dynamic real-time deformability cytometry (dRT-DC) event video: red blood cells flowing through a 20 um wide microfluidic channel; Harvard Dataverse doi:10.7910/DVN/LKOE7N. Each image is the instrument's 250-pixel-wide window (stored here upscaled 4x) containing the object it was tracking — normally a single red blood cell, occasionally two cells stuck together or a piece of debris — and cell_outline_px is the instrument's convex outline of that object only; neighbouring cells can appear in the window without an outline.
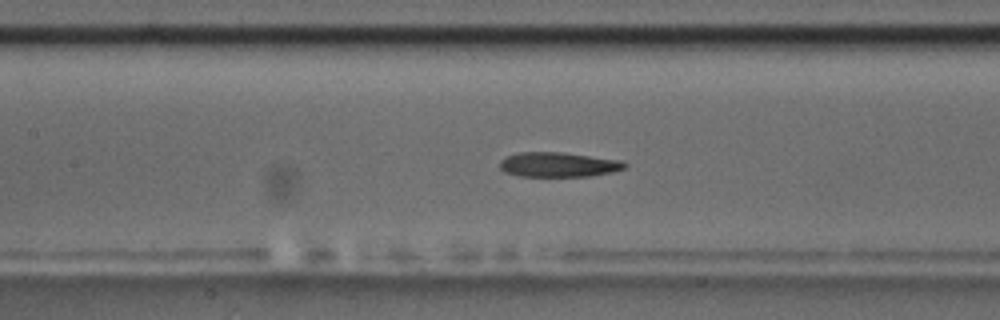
{"species": "common noctule bat (a hibernating species)", "species_latin": "Nyctalus noctula", "temperature_condition": "room temperature", "stored_images_in_passage": 56, "camera_frame_rate_fps": 3000, "um_per_image_px": 0.085, "animal": {"sex": "male", "body_mass_g": 17.5, "forearm_length_mm": 52.3}, "frame": {"image": 1, "passage_image": 25, "time_ms": 8.0, "image_size_px": [1000, 320], "cell_outline_px": [[628, 164], [624, 168], [612, 172], [588, 176], [520, 176], [504, 172], [500, 168], [500, 160], [504, 156], [516, 152], [560, 152], [620, 160]], "centroid_in_image_um": [47.4, 13.98], "position_along_channel_um": 160.0, "area_um2": 17.98}}
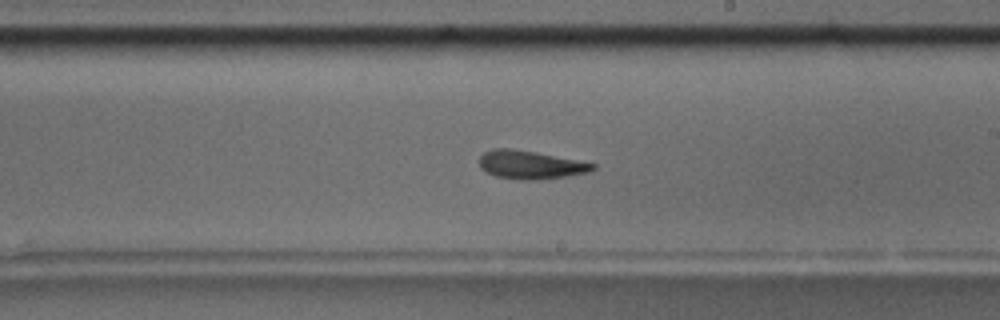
{"frame": {"image": 2, "passage_image": 32, "time_ms": 10.333, "image_size_px": [1000, 320], "cell_outline_px": [[596, 168], [588, 172], [564, 176], [536, 180], [520, 180], [496, 176], [480, 168], [480, 156], [484, 152], [492, 148], [508, 148], [536, 152], [596, 164]], "centroid_in_image_um": [45.05, 14.0], "position_along_channel_um": 243.9, "area_um2": 18.5}}
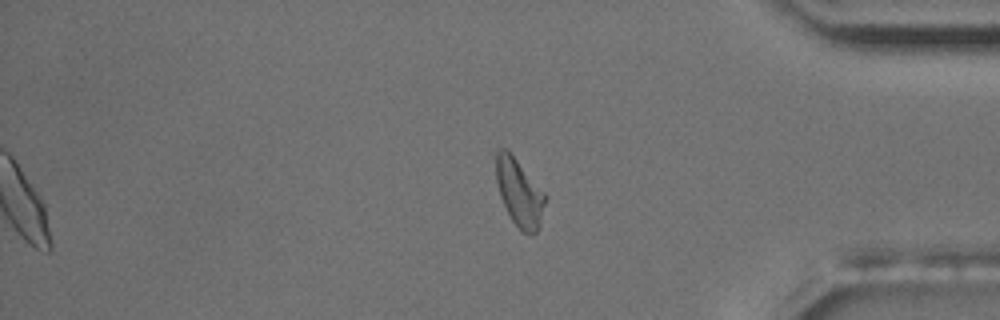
{"frame": {"image": 3, "passage_image": 46, "time_ms": 15.0, "image_size_px": [1000, 320], "cell_outline_px": [[548, 196], [540, 224], [536, 232], [532, 236], [520, 232], [512, 220], [500, 196], [496, 180], [492, 148], [508, 148]], "centroid_in_image_um": [44.11, 16.3], "position_along_channel_um": 391.1, "area_um2": 20.23}, "authors_computed_cell_mechanics": {"area_um2": 18.6694, "velocity_mm_per_s": 3.6262, "shape_relaxation_time_tau1_ms": null, "shape_relaxation_time_tau2_ms": 6.2466, "deformation_change_tau1": null, "deformation_change_tau2": 0.1576}}